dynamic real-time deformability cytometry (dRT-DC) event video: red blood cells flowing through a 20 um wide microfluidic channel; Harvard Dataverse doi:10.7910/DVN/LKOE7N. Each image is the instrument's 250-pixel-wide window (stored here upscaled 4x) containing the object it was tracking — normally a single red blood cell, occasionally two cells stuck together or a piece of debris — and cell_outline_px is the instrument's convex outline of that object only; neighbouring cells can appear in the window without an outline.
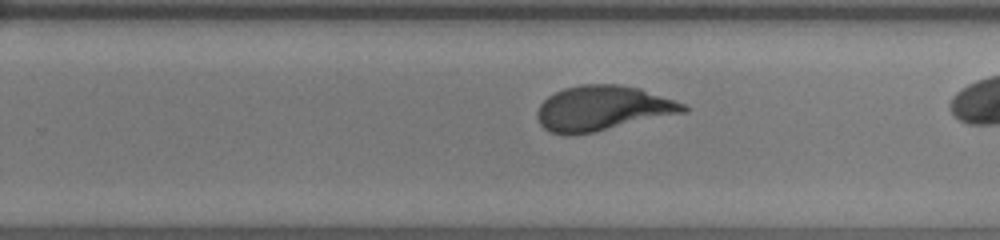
{"species": "human", "species_latin": "Homo sapiens", "temperature_condition": "room temperature", "stored_images_in_passage": 25, "camera_frame_rate_fps": 3000, "um_per_image_px": 0.085, "donor": {"sex": "female"}, "frame": {"image": 1, "passage_image": 18, "time_ms": 5.667, "image_size_px": [1000, 240], "cell_outline_px": [[688, 112], [592, 132], [572, 136], [564, 136], [548, 132], [540, 124], [536, 116], [536, 112], [540, 104], [548, 96], [564, 88], [580, 84], [620, 84], [640, 88], [684, 104], [688, 108]], "centroid_in_image_um": [51.18, 9.21], "position_along_channel_um": 278.6, "area_um2": 38.44}}